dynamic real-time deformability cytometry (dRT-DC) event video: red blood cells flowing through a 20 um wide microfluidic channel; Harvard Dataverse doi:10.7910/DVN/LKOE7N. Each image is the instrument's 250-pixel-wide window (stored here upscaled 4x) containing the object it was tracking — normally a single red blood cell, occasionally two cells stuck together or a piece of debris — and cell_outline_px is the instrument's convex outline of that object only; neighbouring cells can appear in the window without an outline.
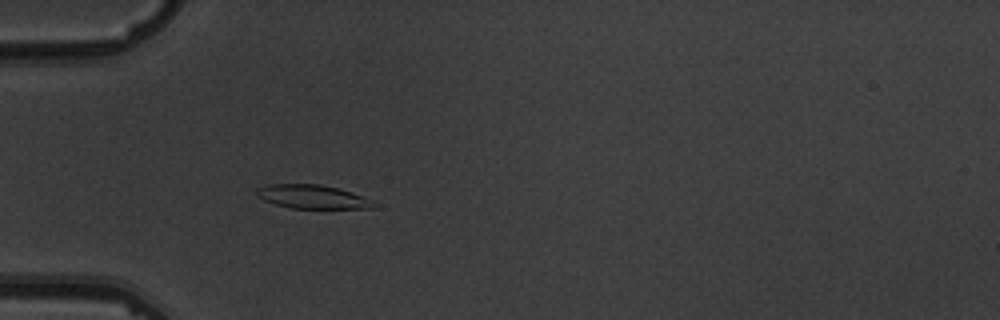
{"species": "common noctule bat (a hibernating species)", "species_latin": "Nyctalus noctula", "temperature_condition": "warm", "stored_images_in_passage": 6, "camera_frame_rate_fps": 3000, "um_per_image_px": 0.085, "animal": {"sex": "male", "body_mass_g": 19.5, "forearm_length_mm": 54.6}, "frame": {"image": 1, "passage_image": 6, "time_ms": 6.0, "image_size_px": [1000, 320], "cell_outline_px": [[376, 208], [292, 208], [276, 204], [264, 200], [256, 196], [256, 188], [268, 184], [320, 184], [336, 188], [372, 200]], "centroid_in_image_um": [26.48, 16.72], "position_along_channel_um": 58.5, "area_um2": 15.9}}